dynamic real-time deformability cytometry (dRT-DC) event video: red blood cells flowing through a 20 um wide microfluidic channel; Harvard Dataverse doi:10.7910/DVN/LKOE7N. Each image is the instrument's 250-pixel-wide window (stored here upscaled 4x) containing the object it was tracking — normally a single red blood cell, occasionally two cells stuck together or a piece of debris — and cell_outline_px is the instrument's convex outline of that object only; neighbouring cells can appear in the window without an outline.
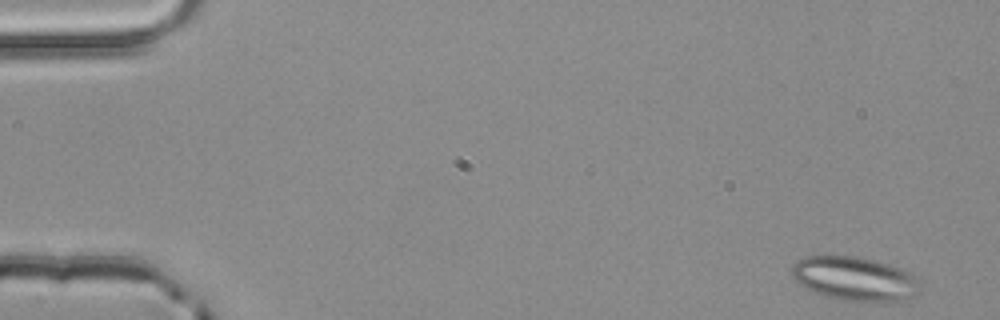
{"species": "common noctule bat (a hibernating species)", "species_latin": "Nyctalus noctula", "temperature_condition": "room temperature", "stored_images_in_passage": 5, "segment_of_instrument_passage": [1, 2], "camera_frame_rate_fps": 3000, "um_per_image_px": 0.085, "animal": {"sex": "male", "body_mass_g": 20.4}, "frame": {"image": 1, "passage_image": 1, "time_ms": 0.0, "image_size_px": [1000, 320], "cell_outline_px": [[920, 296], [900, 304], [892, 304], [836, 300], [812, 292], [804, 288], [792, 276], [792, 264], [804, 256], [856, 256], [876, 260], [900, 268], [908, 272], [920, 280]], "centroid_in_image_um": [72.75, 23.76], "position_along_channel_um": 12.3, "area_um2": 34.33}}